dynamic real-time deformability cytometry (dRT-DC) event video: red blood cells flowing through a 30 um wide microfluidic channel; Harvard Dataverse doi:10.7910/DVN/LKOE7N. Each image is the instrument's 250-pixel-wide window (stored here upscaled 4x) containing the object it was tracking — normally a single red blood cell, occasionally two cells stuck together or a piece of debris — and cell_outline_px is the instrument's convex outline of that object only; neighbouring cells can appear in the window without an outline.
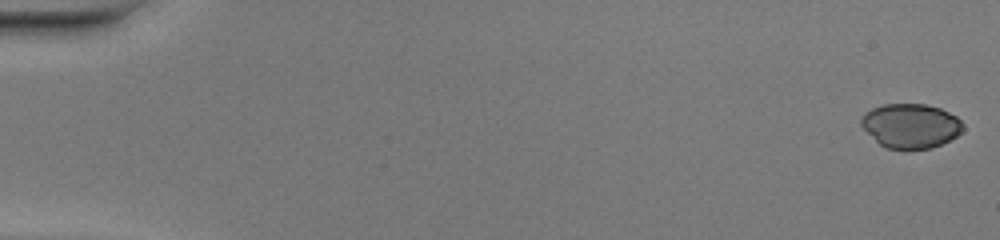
{"species": "common noctule bat (a hibernating species)", "species_latin": "Nyctalus noctula", "temperature_condition": "warm", "stored_images_in_passage": 50, "camera_frame_rate_fps": 3000, "um_per_image_px": 0.085, "animal": {"sex": "female", "body_mass_g": 20.0, "forearm_length_mm": 54.0}, "frame": {"image": 1, "passage_image": 1, "time_ms": 0.0, "image_size_px": [1000, 240], "cell_outline_px": [[964, 128], [956, 136], [932, 148], [888, 148], [880, 144], [860, 124], [860, 120], [864, 112], [872, 108], [884, 104], [924, 104], [940, 108], [956, 116], [964, 124]], "centroid_in_image_um": [77.41, 10.67], "position_along_channel_um": 7.6, "area_um2": 26.01}}
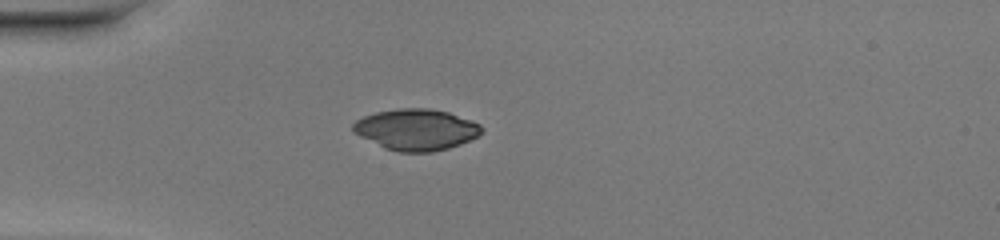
{"frame": {"image": 2, "passage_image": 15, "time_ms": 4.667, "image_size_px": [1000, 240], "cell_outline_px": [[484, 132], [460, 144], [448, 148], [432, 152], [400, 152], [384, 148], [352, 132], [352, 124], [356, 120], [364, 116], [376, 112], [396, 108], [428, 108], [448, 112], [472, 120], [480, 124], [484, 128]], "centroid_in_image_um": [35.37, 11.01], "position_along_channel_um": 49.6, "area_um2": 30.98}}